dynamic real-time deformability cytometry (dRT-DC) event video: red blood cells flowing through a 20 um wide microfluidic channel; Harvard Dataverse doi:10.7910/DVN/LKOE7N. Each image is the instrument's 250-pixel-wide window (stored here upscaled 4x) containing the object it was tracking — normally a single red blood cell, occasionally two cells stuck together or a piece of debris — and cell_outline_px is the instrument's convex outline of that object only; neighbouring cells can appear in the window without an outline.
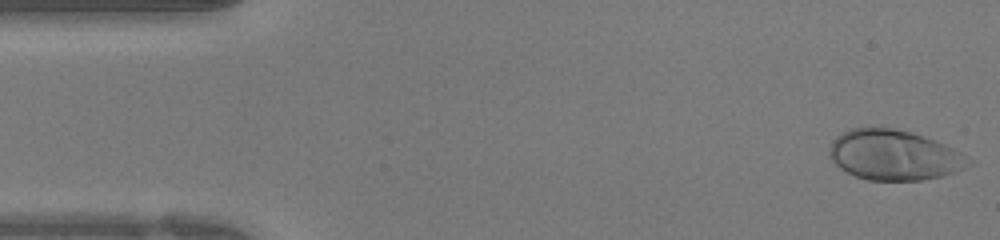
{"species": "human", "species_latin": "Homo sapiens", "temperature_condition": "warm", "stored_images_in_passage": 41, "camera_frame_rate_fps": 3000, "um_per_image_px": 0.085, "donor": {"sex": "female"}, "frame": {"image": 1, "passage_image": 1, "time_ms": 0.0, "image_size_px": [1000, 240], "cell_outline_px": [[964, 168], [956, 172], [940, 176], [920, 180], [868, 180], [856, 176], [840, 168], [832, 160], [832, 140], [836, 136], [852, 128], [892, 128], [912, 132], [944, 144], [952, 148], [956, 152], [964, 164]], "centroid_in_image_um": [75.9, 13.18], "position_along_channel_um": 9.1, "area_um2": 39.25}}
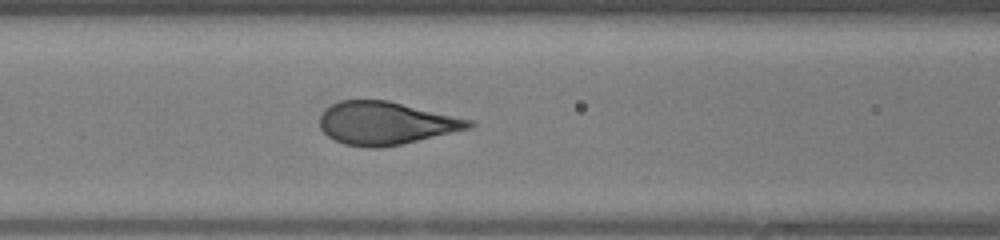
{"frame": {"image": 2, "passage_image": 16, "time_ms": 5.0, "image_size_px": [1000, 240], "cell_outline_px": [[476, 124], [472, 128], [400, 144], [380, 148], [368, 148], [344, 144], [328, 136], [320, 128], [320, 116], [332, 104], [340, 100], [388, 100], [476, 120]], "centroid_in_image_um": [32.85, 10.46], "position_along_channel_um": 133.7, "area_um2": 37.4}}
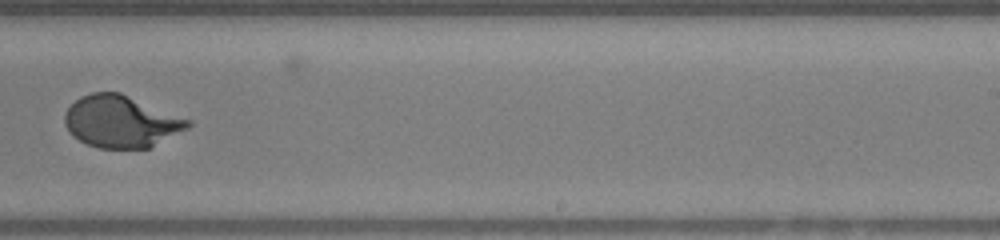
{"frame": {"image": 3, "passage_image": 25, "time_ms": 8.0, "image_size_px": [1000, 240], "cell_outline_px": [[192, 124], [188, 128], [148, 148], [100, 148], [88, 144], [72, 136], [68, 132], [64, 124], [64, 116], [68, 108], [80, 96], [92, 92], [120, 92], [192, 120]], "centroid_in_image_um": [10.28, 10.32], "position_along_channel_um": 278.7, "area_um2": 37.28}}